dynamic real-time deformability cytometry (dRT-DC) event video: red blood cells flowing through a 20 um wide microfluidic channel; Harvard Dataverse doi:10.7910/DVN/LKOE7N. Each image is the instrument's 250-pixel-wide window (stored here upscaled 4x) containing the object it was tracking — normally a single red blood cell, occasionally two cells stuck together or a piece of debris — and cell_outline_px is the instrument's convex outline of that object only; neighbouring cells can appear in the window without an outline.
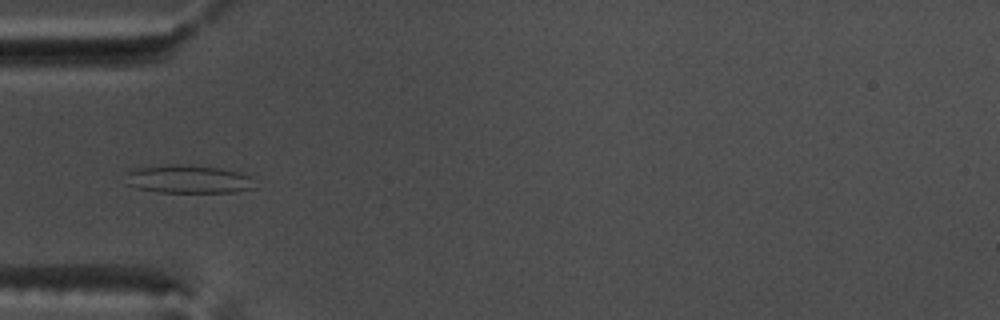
{"species": "common noctule bat (a hibernating species)", "species_latin": "Nyctalus noctula", "temperature_condition": "warm", "stored_images_in_passage": 53, "camera_frame_rate_fps": 3000, "um_per_image_px": 0.085, "animal": {"sex": "male", "body_mass_g": 17.5, "forearm_length_mm": 52.3}, "frame": {"image": 1, "passage_image": 17, "time_ms": 5.333, "image_size_px": [1000, 320], "cell_outline_px": [[256, 188], [236, 192], [160, 192], [136, 188], [128, 184], [128, 172], [136, 168], [172, 164], [184, 164], [220, 168], [240, 172], [248, 176]], "centroid_in_image_um": [16.04, 15.23], "position_along_channel_um": 69.0, "area_um2": 21.04}}
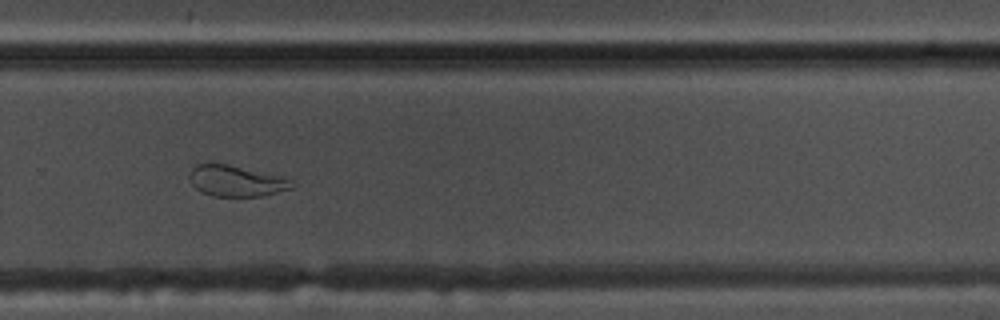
{"frame": {"image": 2, "passage_image": 36, "time_ms": 11.667, "image_size_px": [1000, 320], "cell_outline_px": [[296, 184], [292, 188], [260, 196], [212, 196], [200, 192], [192, 184], [188, 176], [188, 172], [196, 164], [208, 160], [228, 164], [276, 176], [288, 180]], "centroid_in_image_um": [19.93, 15.35], "position_along_channel_um": 309.9, "area_um2": 18.55}}
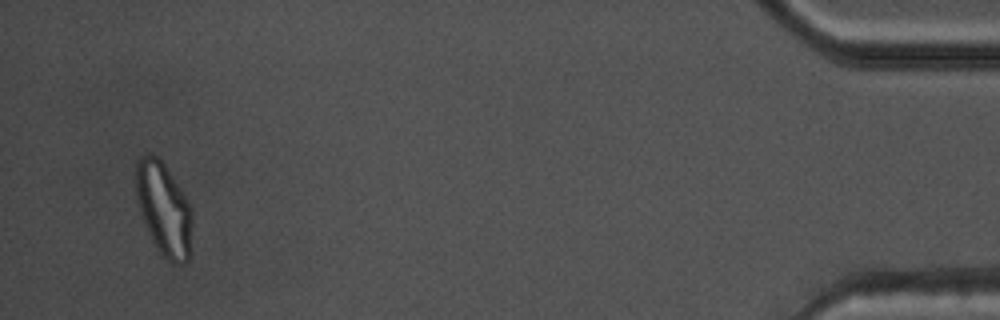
{"frame": {"image": 3, "passage_image": 51, "time_ms": 16.667, "image_size_px": [1000, 320], "cell_outline_px": [[192, 256], [184, 264], [172, 264], [164, 260], [160, 256], [148, 232], [140, 212], [136, 196], [136, 160], [140, 156], [156, 156], [164, 164], [180, 188], [188, 204], [192, 216]], "centroid_in_image_um": [13.94, 17.88], "position_along_channel_um": 421.3, "area_um2": 30.81}, "authors_computed_cell_mechanics": {"area_um2": 23.0044, "velocity_mm_per_s": 3.8034, "shape_relaxation_time_tau1_ms": null, "shape_relaxation_time_tau2_ms": 1.3008, "deformation_change_tau1": null, "deformation_change_tau2": 0.079}}